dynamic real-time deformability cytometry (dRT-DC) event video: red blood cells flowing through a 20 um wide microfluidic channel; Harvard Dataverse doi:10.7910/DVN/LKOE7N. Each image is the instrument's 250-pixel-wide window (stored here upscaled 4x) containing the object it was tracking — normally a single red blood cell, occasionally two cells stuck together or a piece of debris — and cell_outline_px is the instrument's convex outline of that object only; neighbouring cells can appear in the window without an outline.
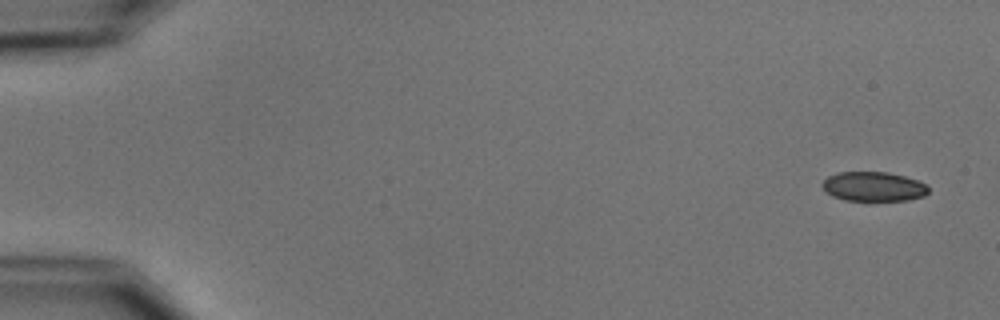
{"species": "common noctule bat (a hibernating species)", "species_latin": "Nyctalus noctula", "temperature_condition": "cold", "stored_images_in_passage": 5, "segment_of_instrument_passage": [1, 2], "camera_frame_rate_fps": 3000, "um_per_image_px": 0.085, "animal": {"sex": "male", "body_mass_g": 15.6}, "frame": {"image": 1, "passage_image": 1, "time_ms": 0.0, "image_size_px": [1000, 320], "cell_outline_px": [[928, 192], [924, 196], [908, 200], [868, 204], [844, 200], [832, 196], [820, 184], [828, 176], [836, 172], [888, 172], [904, 176], [916, 180], [924, 184], [928, 188]], "centroid_in_image_um": [74.22, 15.91], "position_along_channel_um": 10.8, "area_um2": 19.02}}